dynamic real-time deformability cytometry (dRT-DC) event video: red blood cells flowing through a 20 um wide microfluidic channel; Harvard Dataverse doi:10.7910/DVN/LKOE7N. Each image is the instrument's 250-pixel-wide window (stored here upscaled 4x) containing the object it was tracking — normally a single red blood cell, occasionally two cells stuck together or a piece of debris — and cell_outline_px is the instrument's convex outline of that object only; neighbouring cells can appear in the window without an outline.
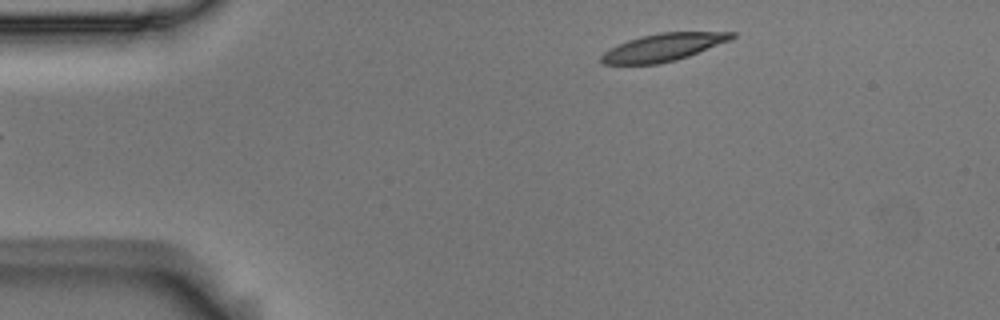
{"species": "Egyptian fruit bat (a non-hibernating species)", "species_latin": "Rousettus aegyptiacus", "temperature_condition": "room temperature", "stored_images_in_passage": 6, "segment_of_instrument_passage": [2, 2], "camera_frame_rate_fps": 3000, "um_per_image_px": 0.085, "animal": {"sex": "male"}, "frame": {"image": 1, "passage_image": 6, "time_ms": 1.667, "image_size_px": [1000, 320], "cell_outline_px": [[736, 36], [728, 40], [688, 56], [676, 60], [656, 64], [604, 64], [600, 60], [600, 56], [604, 52], [616, 44], [640, 36], [660, 32], [736, 32]], "centroid_in_image_um": [56.32, 4.02], "position_along_channel_um": 28.7, "area_um2": 20.75}}